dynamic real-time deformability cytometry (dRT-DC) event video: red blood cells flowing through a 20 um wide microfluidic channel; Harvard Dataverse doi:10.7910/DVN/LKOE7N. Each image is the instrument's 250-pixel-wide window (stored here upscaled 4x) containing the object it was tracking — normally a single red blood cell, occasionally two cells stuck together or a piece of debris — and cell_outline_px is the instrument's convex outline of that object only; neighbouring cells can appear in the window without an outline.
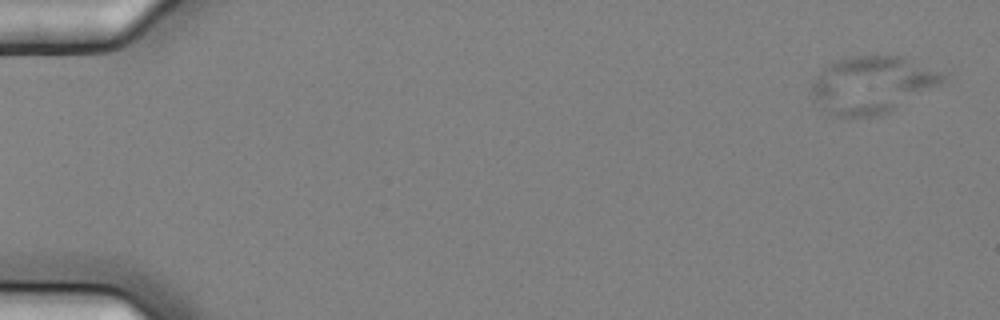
{"species": "common noctule bat (a hibernating species)", "species_latin": "Nyctalus noctula", "temperature_condition": "cold", "stored_images_in_passage": 7, "camera_frame_rate_fps": 3000, "um_per_image_px": 0.085, "animal": {"sex": "female", "body_mass_g": 25.1}, "frame": {"image": 1, "passage_image": 1, "time_ms": 0.0, "image_size_px": [1000, 320], "cell_outline_px": [[948, 76], [940, 84], [896, 108], [880, 116], [828, 116], [812, 100], [812, 84], [816, 76], [832, 60], [844, 56], [904, 56], [944, 72]], "centroid_in_image_um": [74.09, 7.19], "position_along_channel_um": 10.9, "area_um2": 44.04}}
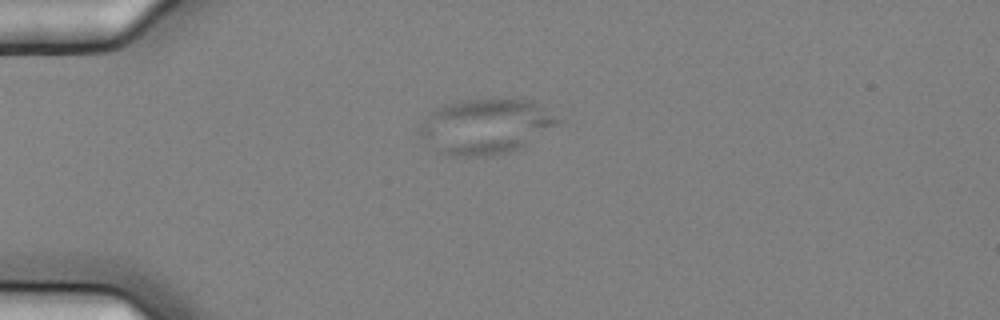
{"frame": {"image": 2, "passage_image": 5, "time_ms": 1.333, "image_size_px": [1000, 320], "cell_outline_px": [[564, 120], [524, 148], [492, 156], [444, 156], [436, 152], [416, 132], [416, 124], [424, 116], [436, 108], [444, 104], [460, 100], [532, 100], [540, 104]], "centroid_in_image_um": [41.24, 10.77], "position_along_channel_um": 43.8, "area_um2": 45.49}}
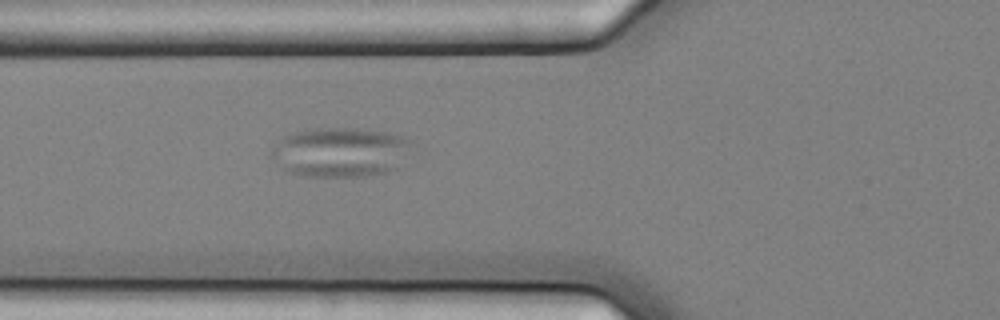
{"frame": {"image": 3, "passage_image": 7, "time_ms": 2.0, "image_size_px": [1000, 320], "cell_outline_px": [[412, 140], [396, 168], [388, 172], [364, 176], [308, 176], [288, 172], [280, 168], [268, 156], [268, 152], [280, 136], [296, 132], [316, 128], [368, 128], [388, 132]], "centroid_in_image_um": [28.81, 12.92], "position_along_channel_um": 97.0, "area_um2": 40.81}}